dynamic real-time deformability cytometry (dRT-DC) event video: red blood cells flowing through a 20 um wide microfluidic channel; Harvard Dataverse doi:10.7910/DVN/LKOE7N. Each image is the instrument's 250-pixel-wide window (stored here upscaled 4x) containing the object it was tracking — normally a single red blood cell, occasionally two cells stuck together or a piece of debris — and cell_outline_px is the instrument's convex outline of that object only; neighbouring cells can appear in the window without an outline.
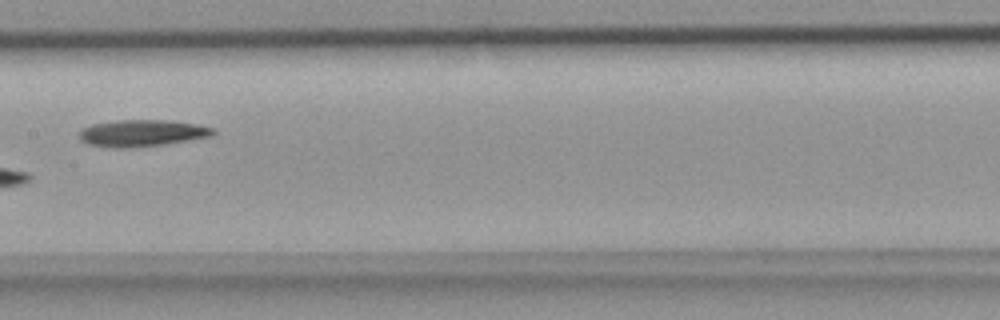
{"species": "common noctule bat (a hibernating species)", "species_latin": "Nyctalus noctula", "temperature_condition": "room temperature", "stored_images_in_passage": 6, "camera_frame_rate_fps": 3000, "um_per_image_px": 0.085, "animal": {"sex": "female", "body_mass_g": 18.4}, "frame": {"image": 1, "passage_image": 6, "time_ms": 1.667, "image_size_px": [1000, 320], "cell_outline_px": [[216, 132], [212, 136], [164, 144], [124, 148], [116, 148], [88, 144], [80, 140], [80, 132], [84, 128], [92, 124], [116, 120], [172, 120], [196, 124], [212, 128]], "centroid_in_image_um": [12.07, 11.31], "position_along_channel_um": 195.3, "area_um2": 20.69}}